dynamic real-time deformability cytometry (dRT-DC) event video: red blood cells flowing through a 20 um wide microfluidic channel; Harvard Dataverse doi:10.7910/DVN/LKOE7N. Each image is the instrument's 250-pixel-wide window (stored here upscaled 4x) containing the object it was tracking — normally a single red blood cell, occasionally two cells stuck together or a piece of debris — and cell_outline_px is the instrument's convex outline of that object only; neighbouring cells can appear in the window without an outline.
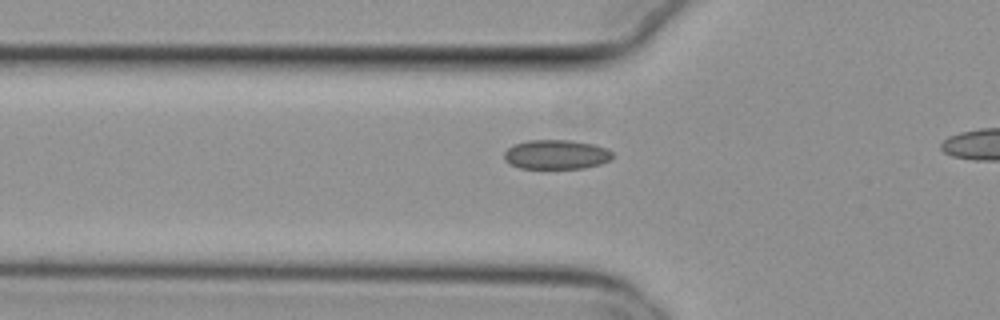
{"species": "common noctule bat (a hibernating species)", "species_latin": "Nyctalus noctula", "temperature_condition": "cold", "stored_images_in_passage": 41, "camera_frame_rate_fps": 3000, "um_per_image_px": 0.085, "animal": {"sex": "female", "body_mass_g": 29.2, "forearm_length_mm": 56.3}, "frame": {"image": 1, "passage_image": 15, "time_ms": 4.667, "image_size_px": [1000, 320], "cell_outline_px": [[612, 160], [600, 164], [584, 168], [520, 168], [508, 164], [504, 160], [504, 152], [512, 144], [528, 140], [572, 140], [596, 144], [608, 148], [612, 152]], "centroid_in_image_um": [47.28, 13.12], "position_along_channel_um": 78.5, "area_um2": 18.9}}
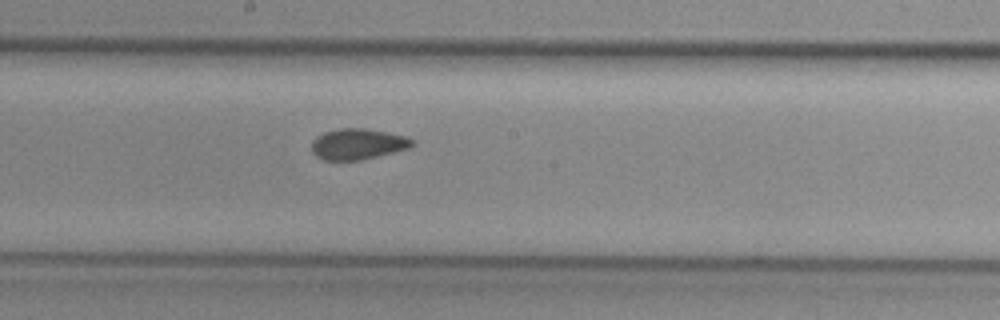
{"frame": {"image": 2, "passage_image": 26, "time_ms": 8.333, "image_size_px": [1000, 320], "cell_outline_px": [[416, 144], [408, 148], [360, 160], [324, 160], [316, 156], [312, 152], [312, 140], [316, 136], [324, 132], [340, 128], [364, 128], [388, 132], [408, 136], [416, 140]], "centroid_in_image_um": [30.43, 12.23], "position_along_channel_um": 217.8, "area_um2": 18.21}}
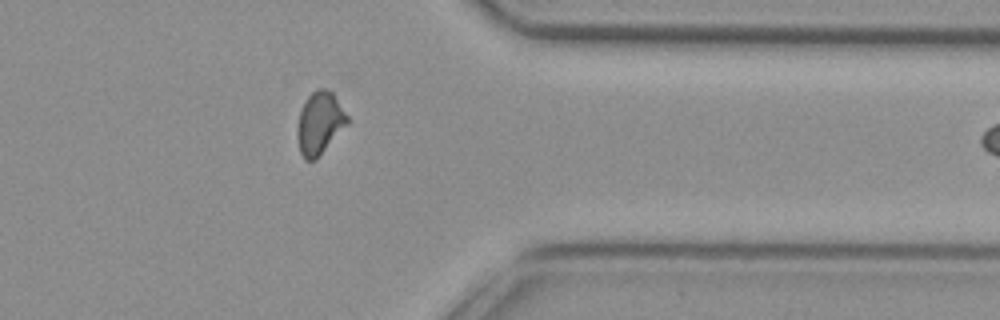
{"frame": {"image": 3, "passage_image": 40, "time_ms": 13.0, "image_size_px": [1000, 320], "cell_outline_px": [[348, 124], [316, 160], [304, 160], [300, 152], [296, 132], [300, 112], [308, 96], [316, 88], [324, 88], [332, 92], [348, 116]], "centroid_in_image_um": [27.17, 10.48], "position_along_channel_um": 384.2, "area_um2": 18.15}}